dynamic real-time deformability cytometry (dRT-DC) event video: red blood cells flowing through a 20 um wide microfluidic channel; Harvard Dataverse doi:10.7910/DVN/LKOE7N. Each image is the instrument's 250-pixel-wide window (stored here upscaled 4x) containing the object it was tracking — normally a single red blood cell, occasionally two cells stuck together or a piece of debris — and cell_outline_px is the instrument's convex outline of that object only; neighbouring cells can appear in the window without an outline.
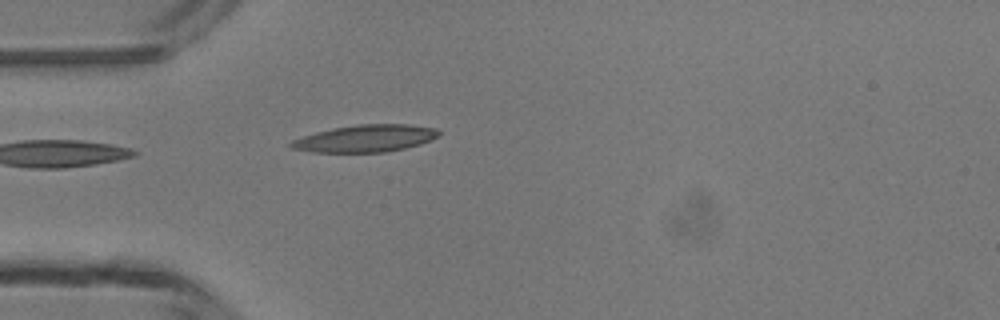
{"species": "common noctule bat (a hibernating species)", "species_latin": "Nyctalus noctula", "temperature_condition": "room temperature", "stored_images_in_passage": 2, "camera_frame_rate_fps": 3000, "um_per_image_px": 0.085, "animal": {"sex": "male", "body_mass_g": 13.3}, "frame": {"image": 1, "passage_image": 2, "time_ms": 1.0, "image_size_px": [1000, 320], "cell_outline_px": [[440, 136], [432, 140], [420, 144], [404, 148], [384, 152], [312, 152], [292, 148], [288, 144], [292, 140], [316, 132], [356, 124], [408, 124], [436, 128], [440, 132]], "centroid_in_image_um": [31.1, 11.76], "position_along_channel_um": 53.9, "area_um2": 23.29}}